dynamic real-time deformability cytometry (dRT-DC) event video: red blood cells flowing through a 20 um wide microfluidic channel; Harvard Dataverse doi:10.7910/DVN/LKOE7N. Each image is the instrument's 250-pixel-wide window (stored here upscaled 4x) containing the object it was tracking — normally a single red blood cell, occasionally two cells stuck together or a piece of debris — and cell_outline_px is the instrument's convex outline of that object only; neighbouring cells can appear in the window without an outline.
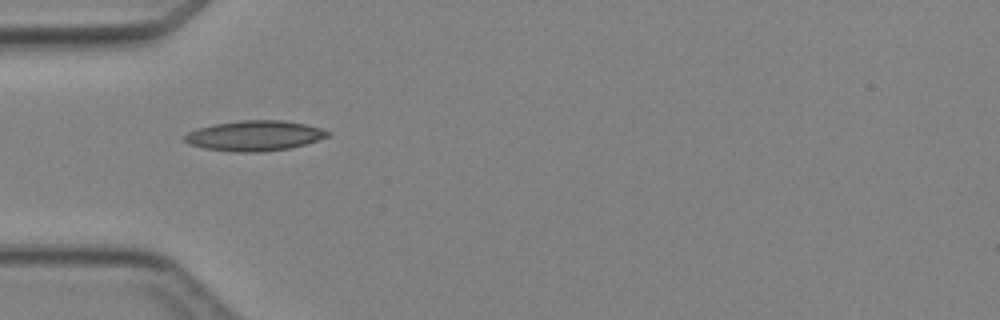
{"species": "Egyptian fruit bat (a non-hibernating species)", "species_latin": "Rousettus aegyptiacus", "temperature_condition": "cold", "stored_images_in_passage": 1, "camera_frame_rate_fps": 3000, "um_per_image_px": 0.085, "animal": {"sex": "female"}, "frame": {"image": 1, "passage_image": 1, "time_ms": 0.0, "image_size_px": [1000, 320], "cell_outline_px": [[332, 132], [328, 136], [304, 144], [288, 148], [264, 152], [236, 152], [204, 148], [188, 144], [184, 140], [184, 136], [188, 132], [200, 128], [216, 124], [244, 120], [280, 120], [304, 124], [320, 128]], "centroid_in_image_um": [21.63, 11.54], "position_along_channel_um": 63.4, "area_um2": 24.85}}